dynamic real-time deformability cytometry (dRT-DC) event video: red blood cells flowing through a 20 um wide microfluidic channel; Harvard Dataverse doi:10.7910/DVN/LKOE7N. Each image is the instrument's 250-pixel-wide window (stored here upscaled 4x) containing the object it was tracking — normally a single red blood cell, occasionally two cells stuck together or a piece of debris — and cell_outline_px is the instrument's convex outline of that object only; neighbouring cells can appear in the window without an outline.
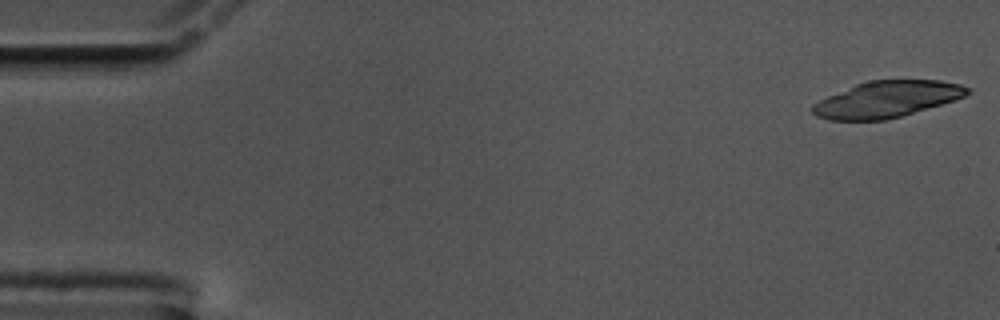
{"species": "common noctule bat (a hibernating species)", "species_latin": "Nyctalus noctula", "temperature_condition": "cold", "stored_images_in_passage": 11, "camera_frame_rate_fps": 3000, "um_per_image_px": 0.085, "animal": {"sex": "male", "body_mass_g": 17.5, "forearm_length_mm": 52.3}, "frame": {"image": 1, "passage_image": 1, "time_ms": 0.0, "image_size_px": [1000, 320], "cell_outline_px": [[972, 92], [956, 100], [900, 116], [884, 120], [828, 120], [816, 116], [812, 112], [812, 104], [828, 96], [856, 84], [868, 80], [940, 80], [960, 84], [968, 88]], "centroid_in_image_um": [75.39, 8.43], "position_along_channel_um": 9.6, "area_um2": 32.6}}